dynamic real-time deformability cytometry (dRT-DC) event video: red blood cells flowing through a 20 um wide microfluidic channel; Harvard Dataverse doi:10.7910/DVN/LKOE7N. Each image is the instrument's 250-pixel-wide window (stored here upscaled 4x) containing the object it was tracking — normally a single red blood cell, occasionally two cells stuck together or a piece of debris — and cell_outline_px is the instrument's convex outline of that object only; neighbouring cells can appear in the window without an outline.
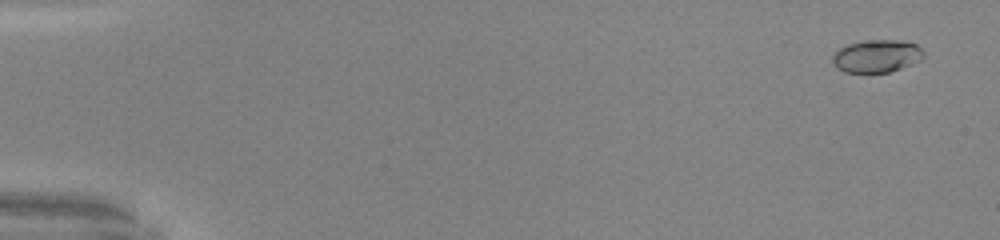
{"species": "common noctule bat (a hibernating species)", "species_latin": "Nyctalus noctula", "temperature_condition": "warm", "stored_images_in_passage": 52, "camera_frame_rate_fps": 3000, "um_per_image_px": 0.085, "animal": {"sex": "male", "body_mass_g": 20.0, "forearm_length_mm": 53.3}, "frame": {"image": 1, "passage_image": 3, "time_ms": 0.667, "image_size_px": [1000, 240], "cell_outline_px": [[924, 56], [920, 60], [912, 64], [888, 72], [844, 72], [836, 68], [832, 60], [832, 56], [840, 48], [848, 44], [864, 40], [896, 40], [916, 44], [924, 52]], "centroid_in_image_um": [74.51, 4.76], "position_along_channel_um": 10.5, "area_um2": 17.22}}
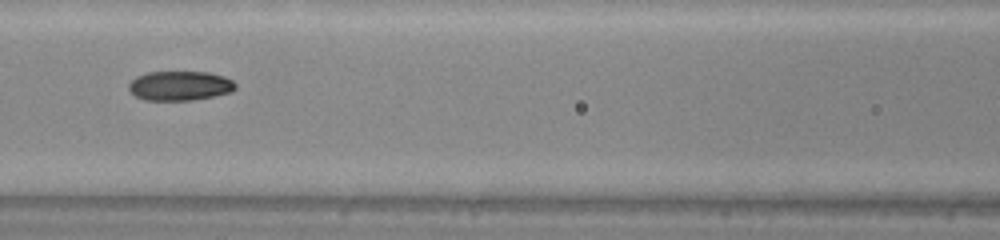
{"frame": {"image": 2, "passage_image": 25, "time_ms": 8.0, "image_size_px": [1000, 240], "cell_outline_px": [[236, 88], [232, 92], [192, 100], [144, 100], [136, 96], [128, 88], [128, 84], [136, 76], [148, 72], [208, 72], [224, 76], [232, 80], [236, 84]], "centroid_in_image_um": [15.29, 7.28], "position_along_channel_um": 151.3, "area_um2": 18.32}}
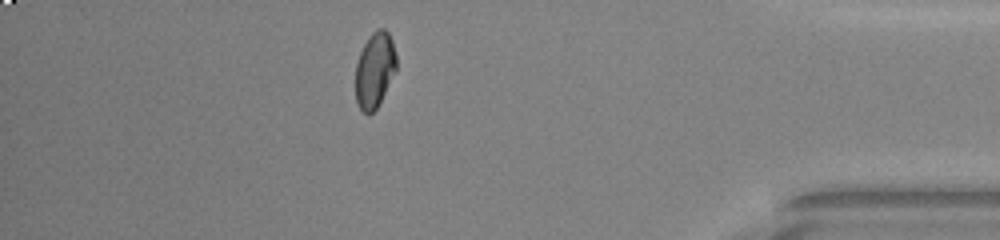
{"frame": {"image": 3, "passage_image": 46, "time_ms": 15.0, "image_size_px": [1000, 240], "cell_outline_px": [[396, 72], [376, 108], [368, 116], [360, 108], [356, 100], [356, 64], [360, 52], [368, 36], [376, 28], [384, 28], [388, 32], [392, 40], [396, 56]], "centroid_in_image_um": [31.86, 5.92], "position_along_channel_um": 403.3, "area_um2": 17.98}, "authors_computed_cell_mechanics": {"area_um2": 18.1781, "velocity_mm_per_s": 4.1278, "shape_relaxation_time_tau1_ms": 6.9972, "shape_relaxation_time_tau2_ms": 1.4654, "deformation_change_tau1": 0.2069, "deformation_change_tau2": 0.0304}}